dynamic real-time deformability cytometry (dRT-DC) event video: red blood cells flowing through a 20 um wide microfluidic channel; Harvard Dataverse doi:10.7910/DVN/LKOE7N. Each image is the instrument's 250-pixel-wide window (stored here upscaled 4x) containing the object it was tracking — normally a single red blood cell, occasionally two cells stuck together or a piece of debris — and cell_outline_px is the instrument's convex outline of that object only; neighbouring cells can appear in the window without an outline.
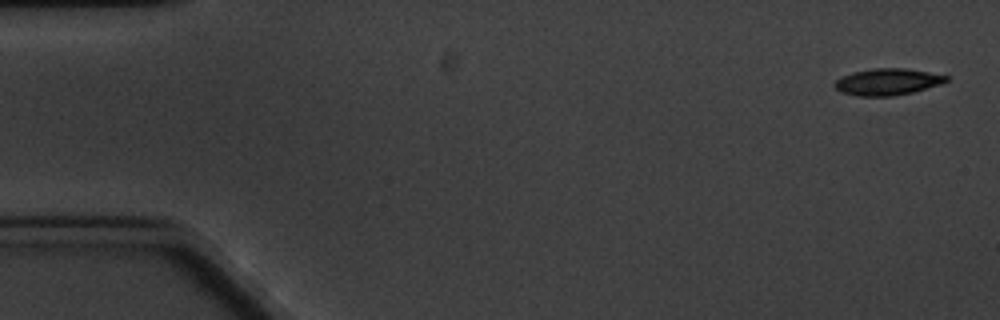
{"species": "common noctule bat (a hibernating species)", "species_latin": "Nyctalus noctula", "temperature_condition": "cold", "stored_images_in_passage": 10, "camera_frame_rate_fps": 3000, "um_per_image_px": 0.085, "animal": {"sex": "male", "body_mass_g": 20.1, "forearm_length_mm": 53.5}, "frame": {"image": 1, "passage_image": 1, "time_ms": 0.0, "image_size_px": [1000, 320], "cell_outline_px": [[948, 80], [944, 84], [912, 92], [892, 96], [856, 96], [840, 92], [832, 84], [840, 76], [852, 72], [872, 68], [904, 68], [928, 72], [948, 76]], "centroid_in_image_um": [75.41, 6.95], "position_along_channel_um": 9.6, "area_um2": 17.51}}
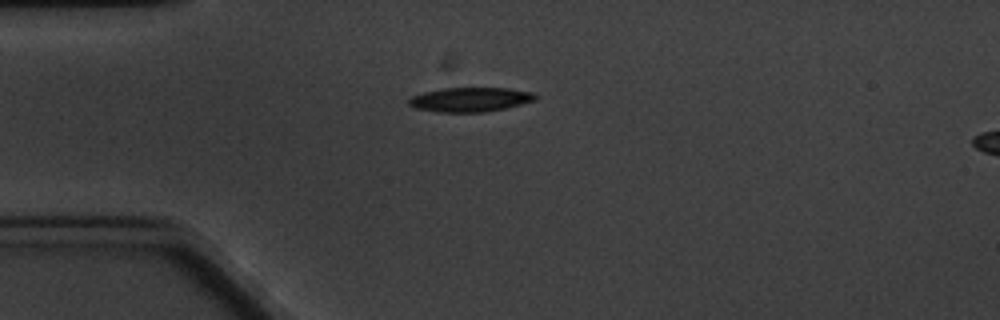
{"frame": {"image": 2, "passage_image": 4, "time_ms": 4.333, "image_size_px": [1000, 320], "cell_outline_px": [[536, 100], [504, 108], [484, 112], [436, 112], [416, 108], [408, 104], [408, 100], [412, 96], [424, 92], [444, 88], [508, 88], [536, 92]], "centroid_in_image_um": [39.98, 8.46], "position_along_channel_um": 45.0, "area_um2": 17.92}}
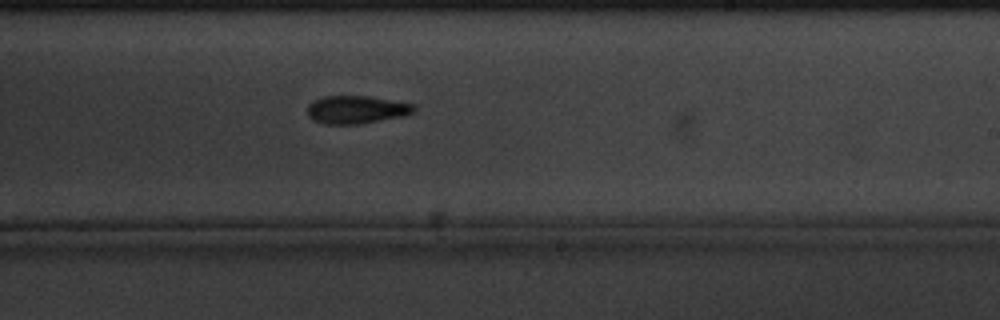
{"frame": {"image": 3, "passage_image": 10, "time_ms": 11.333, "image_size_px": [1000, 320], "cell_outline_px": [[416, 108], [412, 112], [404, 116], [360, 124], [324, 124], [312, 120], [308, 116], [308, 104], [312, 100], [324, 96], [372, 96], [416, 104]], "centroid_in_image_um": [30.29, 9.31], "position_along_channel_um": 258.7, "area_um2": 17.63}}